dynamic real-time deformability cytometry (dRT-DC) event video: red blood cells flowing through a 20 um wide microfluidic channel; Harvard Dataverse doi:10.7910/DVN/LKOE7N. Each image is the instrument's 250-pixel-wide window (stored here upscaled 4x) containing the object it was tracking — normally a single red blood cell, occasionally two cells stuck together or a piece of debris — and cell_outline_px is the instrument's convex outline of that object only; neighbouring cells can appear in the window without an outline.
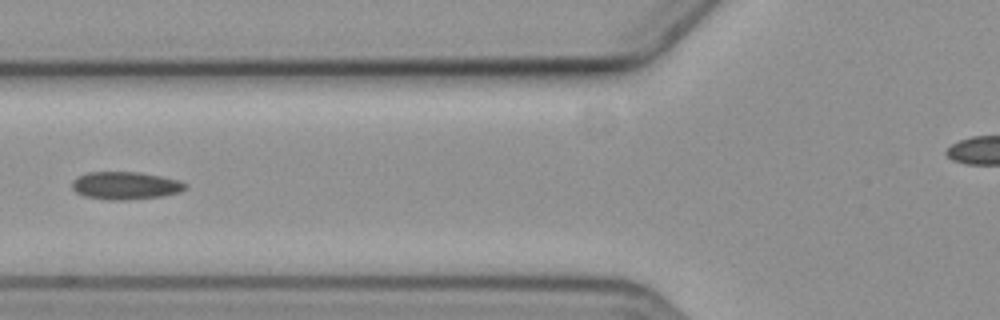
{"species": "common noctule bat (a hibernating species)", "species_latin": "Nyctalus noctula", "temperature_condition": "cold", "stored_images_in_passage": 3, "camera_frame_rate_fps": 3000, "um_per_image_px": 0.085, "animal": {"sex": "female", "body_mass_g": 19.3, "forearm_length_mm": 54.1}, "frame": {"image": 1, "passage_image": 3, "time_ms": 2.333, "image_size_px": [1000, 320], "cell_outline_px": [[188, 188], [180, 192], [160, 196], [128, 200], [108, 200], [84, 196], [76, 192], [72, 188], [72, 180], [88, 172], [140, 172], [180, 180], [188, 184]], "centroid_in_image_um": [10.69, 15.77], "position_along_channel_um": 115.1, "area_um2": 18.38}}